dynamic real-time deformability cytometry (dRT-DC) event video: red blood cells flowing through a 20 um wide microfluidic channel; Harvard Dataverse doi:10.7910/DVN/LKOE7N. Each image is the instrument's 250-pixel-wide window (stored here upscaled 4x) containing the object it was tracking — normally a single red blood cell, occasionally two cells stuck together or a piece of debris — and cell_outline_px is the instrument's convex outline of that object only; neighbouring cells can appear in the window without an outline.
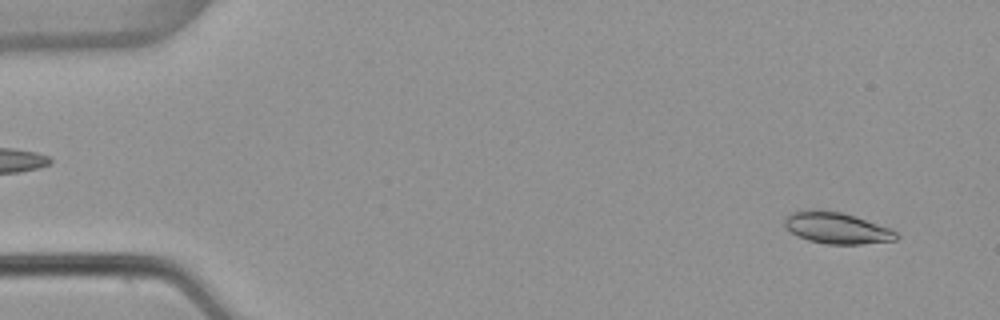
{"species": "common noctule bat (a hibernating species)", "species_latin": "Nyctalus noctula", "temperature_condition": "warm", "stored_images_in_passage": 52, "camera_frame_rate_fps": 3000, "um_per_image_px": 0.085, "animal": {"sex": "female", "body_mass_g": 22.7, "forearm_length_mm": 54.2}, "frame": {"image": 1, "passage_image": 3, "time_ms": 0.667, "image_size_px": [1000, 320], "cell_outline_px": [[900, 236], [896, 240], [860, 244], [824, 244], [808, 240], [784, 228], [784, 216], [792, 212], [840, 212], [892, 228]], "centroid_in_image_um": [71.16, 19.42], "position_along_channel_um": 13.8, "area_um2": 19.88}}
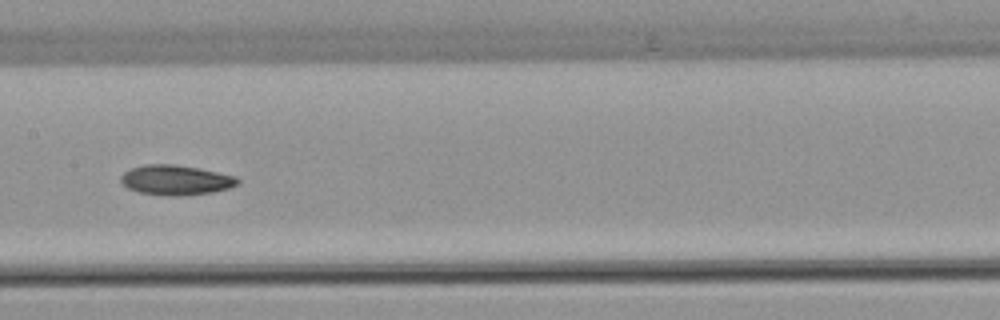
{"frame": {"image": 2, "passage_image": 26, "time_ms": 8.333, "image_size_px": [1000, 320], "cell_outline_px": [[240, 184], [228, 188], [212, 192], [176, 196], [168, 196], [140, 192], [128, 188], [120, 180], [120, 176], [124, 172], [132, 168], [144, 164], [176, 164], [200, 168], [236, 176], [240, 180]], "centroid_in_image_um": [14.96, 15.29], "position_along_channel_um": 192.4, "area_um2": 20.4}}
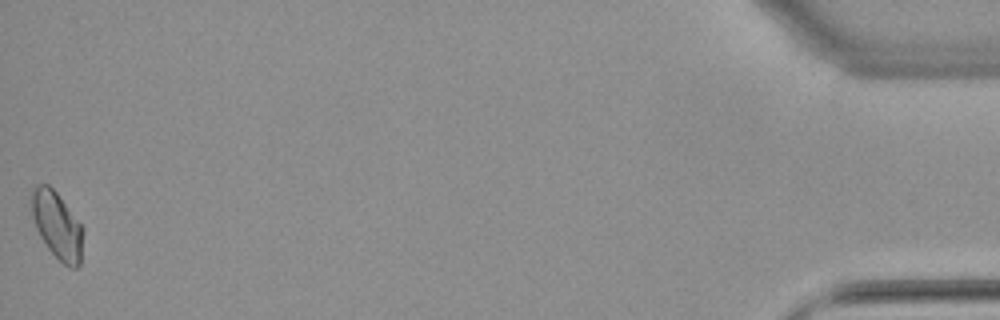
{"frame": {"image": 3, "passage_image": 52, "time_ms": 17.0, "image_size_px": [1000, 320], "cell_outline_px": [[84, 228], [80, 264], [76, 268], [72, 268], [64, 264], [48, 248], [40, 236], [36, 228], [32, 216], [32, 188], [36, 184], [48, 184], [56, 192]], "centroid_in_image_um": [4.86, 19.15], "position_along_channel_um": 430.3, "area_um2": 19.94}}